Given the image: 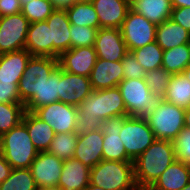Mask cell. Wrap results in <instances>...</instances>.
I'll list each match as a JSON object with an SVG mask.
<instances>
[{"instance_id": "16", "label": "cell", "mask_w": 190, "mask_h": 190, "mask_svg": "<svg viewBox=\"0 0 190 190\" xmlns=\"http://www.w3.org/2000/svg\"><path fill=\"white\" fill-rule=\"evenodd\" d=\"M97 54L94 46L71 48L59 58V67L66 72L90 77L96 63Z\"/></svg>"}, {"instance_id": "11", "label": "cell", "mask_w": 190, "mask_h": 190, "mask_svg": "<svg viewBox=\"0 0 190 190\" xmlns=\"http://www.w3.org/2000/svg\"><path fill=\"white\" fill-rule=\"evenodd\" d=\"M34 113L46 122L55 132H75L78 121V109L76 106L65 104L61 101L53 102L37 108Z\"/></svg>"}, {"instance_id": "15", "label": "cell", "mask_w": 190, "mask_h": 190, "mask_svg": "<svg viewBox=\"0 0 190 190\" xmlns=\"http://www.w3.org/2000/svg\"><path fill=\"white\" fill-rule=\"evenodd\" d=\"M62 167L63 160L47 151H39L29 169L36 186L40 187L58 185Z\"/></svg>"}, {"instance_id": "34", "label": "cell", "mask_w": 190, "mask_h": 190, "mask_svg": "<svg viewBox=\"0 0 190 190\" xmlns=\"http://www.w3.org/2000/svg\"><path fill=\"white\" fill-rule=\"evenodd\" d=\"M20 4L30 23L46 21L55 9L51 0H20Z\"/></svg>"}, {"instance_id": "8", "label": "cell", "mask_w": 190, "mask_h": 190, "mask_svg": "<svg viewBox=\"0 0 190 190\" xmlns=\"http://www.w3.org/2000/svg\"><path fill=\"white\" fill-rule=\"evenodd\" d=\"M120 139L127 156L134 161L156 138L144 117L127 116L123 120Z\"/></svg>"}, {"instance_id": "6", "label": "cell", "mask_w": 190, "mask_h": 190, "mask_svg": "<svg viewBox=\"0 0 190 190\" xmlns=\"http://www.w3.org/2000/svg\"><path fill=\"white\" fill-rule=\"evenodd\" d=\"M58 66V58L47 56L30 57L18 84L19 97L24 106L32 98H40L41 88Z\"/></svg>"}, {"instance_id": "52", "label": "cell", "mask_w": 190, "mask_h": 190, "mask_svg": "<svg viewBox=\"0 0 190 190\" xmlns=\"http://www.w3.org/2000/svg\"><path fill=\"white\" fill-rule=\"evenodd\" d=\"M181 190H190V182L185 187H183Z\"/></svg>"}, {"instance_id": "38", "label": "cell", "mask_w": 190, "mask_h": 190, "mask_svg": "<svg viewBox=\"0 0 190 190\" xmlns=\"http://www.w3.org/2000/svg\"><path fill=\"white\" fill-rule=\"evenodd\" d=\"M96 28L88 26H78L71 24L70 27V40L71 48L94 46L96 34Z\"/></svg>"}, {"instance_id": "31", "label": "cell", "mask_w": 190, "mask_h": 190, "mask_svg": "<svg viewBox=\"0 0 190 190\" xmlns=\"http://www.w3.org/2000/svg\"><path fill=\"white\" fill-rule=\"evenodd\" d=\"M188 44H182L163 53L162 68L168 73L180 74L189 65Z\"/></svg>"}, {"instance_id": "46", "label": "cell", "mask_w": 190, "mask_h": 190, "mask_svg": "<svg viewBox=\"0 0 190 190\" xmlns=\"http://www.w3.org/2000/svg\"><path fill=\"white\" fill-rule=\"evenodd\" d=\"M173 8L190 7V0H172Z\"/></svg>"}, {"instance_id": "44", "label": "cell", "mask_w": 190, "mask_h": 190, "mask_svg": "<svg viewBox=\"0 0 190 190\" xmlns=\"http://www.w3.org/2000/svg\"><path fill=\"white\" fill-rule=\"evenodd\" d=\"M12 170L11 165L5 160L0 152V184L10 175Z\"/></svg>"}, {"instance_id": "3", "label": "cell", "mask_w": 190, "mask_h": 190, "mask_svg": "<svg viewBox=\"0 0 190 190\" xmlns=\"http://www.w3.org/2000/svg\"><path fill=\"white\" fill-rule=\"evenodd\" d=\"M90 184L105 190H139L133 161H100L90 169Z\"/></svg>"}, {"instance_id": "7", "label": "cell", "mask_w": 190, "mask_h": 190, "mask_svg": "<svg viewBox=\"0 0 190 190\" xmlns=\"http://www.w3.org/2000/svg\"><path fill=\"white\" fill-rule=\"evenodd\" d=\"M117 87L125 103L126 116L144 117L155 108L158 98L151 92L144 78L124 79Z\"/></svg>"}, {"instance_id": "49", "label": "cell", "mask_w": 190, "mask_h": 190, "mask_svg": "<svg viewBox=\"0 0 190 190\" xmlns=\"http://www.w3.org/2000/svg\"><path fill=\"white\" fill-rule=\"evenodd\" d=\"M83 190H105V189L89 183Z\"/></svg>"}, {"instance_id": "32", "label": "cell", "mask_w": 190, "mask_h": 190, "mask_svg": "<svg viewBox=\"0 0 190 190\" xmlns=\"http://www.w3.org/2000/svg\"><path fill=\"white\" fill-rule=\"evenodd\" d=\"M146 72L160 68L163 61L164 50L156 41L144 47L130 51Z\"/></svg>"}, {"instance_id": "45", "label": "cell", "mask_w": 190, "mask_h": 190, "mask_svg": "<svg viewBox=\"0 0 190 190\" xmlns=\"http://www.w3.org/2000/svg\"><path fill=\"white\" fill-rule=\"evenodd\" d=\"M55 8L65 9L70 5V0H51Z\"/></svg>"}, {"instance_id": "17", "label": "cell", "mask_w": 190, "mask_h": 190, "mask_svg": "<svg viewBox=\"0 0 190 190\" xmlns=\"http://www.w3.org/2000/svg\"><path fill=\"white\" fill-rule=\"evenodd\" d=\"M46 21L51 34V57L59 58L63 52L71 49V23L66 10L60 8H55Z\"/></svg>"}, {"instance_id": "35", "label": "cell", "mask_w": 190, "mask_h": 190, "mask_svg": "<svg viewBox=\"0 0 190 190\" xmlns=\"http://www.w3.org/2000/svg\"><path fill=\"white\" fill-rule=\"evenodd\" d=\"M37 186L29 168L12 169L0 184V190H36Z\"/></svg>"}, {"instance_id": "2", "label": "cell", "mask_w": 190, "mask_h": 190, "mask_svg": "<svg viewBox=\"0 0 190 190\" xmlns=\"http://www.w3.org/2000/svg\"><path fill=\"white\" fill-rule=\"evenodd\" d=\"M175 161L173 141L155 139L134 162V179L139 190H147Z\"/></svg>"}, {"instance_id": "30", "label": "cell", "mask_w": 190, "mask_h": 190, "mask_svg": "<svg viewBox=\"0 0 190 190\" xmlns=\"http://www.w3.org/2000/svg\"><path fill=\"white\" fill-rule=\"evenodd\" d=\"M69 22L73 25L99 29V19L91 2L74 3L65 8Z\"/></svg>"}, {"instance_id": "37", "label": "cell", "mask_w": 190, "mask_h": 190, "mask_svg": "<svg viewBox=\"0 0 190 190\" xmlns=\"http://www.w3.org/2000/svg\"><path fill=\"white\" fill-rule=\"evenodd\" d=\"M171 77L172 74L160 67L146 72L144 75V81L156 98L163 99Z\"/></svg>"}, {"instance_id": "41", "label": "cell", "mask_w": 190, "mask_h": 190, "mask_svg": "<svg viewBox=\"0 0 190 190\" xmlns=\"http://www.w3.org/2000/svg\"><path fill=\"white\" fill-rule=\"evenodd\" d=\"M1 103L22 104L19 97L18 84L0 82V104Z\"/></svg>"}, {"instance_id": "33", "label": "cell", "mask_w": 190, "mask_h": 190, "mask_svg": "<svg viewBox=\"0 0 190 190\" xmlns=\"http://www.w3.org/2000/svg\"><path fill=\"white\" fill-rule=\"evenodd\" d=\"M77 141L78 135L75 132L57 133L50 143L47 152L54 154L61 160H68L74 157Z\"/></svg>"}, {"instance_id": "19", "label": "cell", "mask_w": 190, "mask_h": 190, "mask_svg": "<svg viewBox=\"0 0 190 190\" xmlns=\"http://www.w3.org/2000/svg\"><path fill=\"white\" fill-rule=\"evenodd\" d=\"M89 78L93 90L117 87L124 80L122 62L97 58Z\"/></svg>"}, {"instance_id": "21", "label": "cell", "mask_w": 190, "mask_h": 190, "mask_svg": "<svg viewBox=\"0 0 190 190\" xmlns=\"http://www.w3.org/2000/svg\"><path fill=\"white\" fill-rule=\"evenodd\" d=\"M31 56L26 49L0 54V82L19 84Z\"/></svg>"}, {"instance_id": "47", "label": "cell", "mask_w": 190, "mask_h": 190, "mask_svg": "<svg viewBox=\"0 0 190 190\" xmlns=\"http://www.w3.org/2000/svg\"><path fill=\"white\" fill-rule=\"evenodd\" d=\"M185 127L190 129V107L185 109Z\"/></svg>"}, {"instance_id": "40", "label": "cell", "mask_w": 190, "mask_h": 190, "mask_svg": "<svg viewBox=\"0 0 190 190\" xmlns=\"http://www.w3.org/2000/svg\"><path fill=\"white\" fill-rule=\"evenodd\" d=\"M123 78L124 79H139L144 78L145 69L139 64L134 55L128 52L122 59Z\"/></svg>"}, {"instance_id": "14", "label": "cell", "mask_w": 190, "mask_h": 190, "mask_svg": "<svg viewBox=\"0 0 190 190\" xmlns=\"http://www.w3.org/2000/svg\"><path fill=\"white\" fill-rule=\"evenodd\" d=\"M94 49L97 58L110 62L122 61L128 53L120 29L99 28L97 30Z\"/></svg>"}, {"instance_id": "12", "label": "cell", "mask_w": 190, "mask_h": 190, "mask_svg": "<svg viewBox=\"0 0 190 190\" xmlns=\"http://www.w3.org/2000/svg\"><path fill=\"white\" fill-rule=\"evenodd\" d=\"M126 117L113 116L103 121L100 130L103 134V160L132 161L127 156L123 142L120 139L121 127Z\"/></svg>"}, {"instance_id": "23", "label": "cell", "mask_w": 190, "mask_h": 190, "mask_svg": "<svg viewBox=\"0 0 190 190\" xmlns=\"http://www.w3.org/2000/svg\"><path fill=\"white\" fill-rule=\"evenodd\" d=\"M190 182V167L174 161L147 190H181Z\"/></svg>"}, {"instance_id": "22", "label": "cell", "mask_w": 190, "mask_h": 190, "mask_svg": "<svg viewBox=\"0 0 190 190\" xmlns=\"http://www.w3.org/2000/svg\"><path fill=\"white\" fill-rule=\"evenodd\" d=\"M90 169L74 157L63 160L58 185L63 190H83L90 183Z\"/></svg>"}, {"instance_id": "50", "label": "cell", "mask_w": 190, "mask_h": 190, "mask_svg": "<svg viewBox=\"0 0 190 190\" xmlns=\"http://www.w3.org/2000/svg\"><path fill=\"white\" fill-rule=\"evenodd\" d=\"M182 74L190 81V65L183 70Z\"/></svg>"}, {"instance_id": "24", "label": "cell", "mask_w": 190, "mask_h": 190, "mask_svg": "<svg viewBox=\"0 0 190 190\" xmlns=\"http://www.w3.org/2000/svg\"><path fill=\"white\" fill-rule=\"evenodd\" d=\"M25 49L32 56L51 57V34L47 21L30 23Z\"/></svg>"}, {"instance_id": "53", "label": "cell", "mask_w": 190, "mask_h": 190, "mask_svg": "<svg viewBox=\"0 0 190 190\" xmlns=\"http://www.w3.org/2000/svg\"><path fill=\"white\" fill-rule=\"evenodd\" d=\"M188 47H189V55H190V41L188 42ZM189 65H190V56H189Z\"/></svg>"}, {"instance_id": "39", "label": "cell", "mask_w": 190, "mask_h": 190, "mask_svg": "<svg viewBox=\"0 0 190 190\" xmlns=\"http://www.w3.org/2000/svg\"><path fill=\"white\" fill-rule=\"evenodd\" d=\"M175 160L190 167V129L184 127L173 140Z\"/></svg>"}, {"instance_id": "9", "label": "cell", "mask_w": 190, "mask_h": 190, "mask_svg": "<svg viewBox=\"0 0 190 190\" xmlns=\"http://www.w3.org/2000/svg\"><path fill=\"white\" fill-rule=\"evenodd\" d=\"M157 25L131 9L120 28L128 52L155 41Z\"/></svg>"}, {"instance_id": "36", "label": "cell", "mask_w": 190, "mask_h": 190, "mask_svg": "<svg viewBox=\"0 0 190 190\" xmlns=\"http://www.w3.org/2000/svg\"><path fill=\"white\" fill-rule=\"evenodd\" d=\"M25 111L23 104H0V137L22 122Z\"/></svg>"}, {"instance_id": "51", "label": "cell", "mask_w": 190, "mask_h": 190, "mask_svg": "<svg viewBox=\"0 0 190 190\" xmlns=\"http://www.w3.org/2000/svg\"><path fill=\"white\" fill-rule=\"evenodd\" d=\"M92 0H70V5L74 3H81V2H91Z\"/></svg>"}, {"instance_id": "26", "label": "cell", "mask_w": 190, "mask_h": 190, "mask_svg": "<svg viewBox=\"0 0 190 190\" xmlns=\"http://www.w3.org/2000/svg\"><path fill=\"white\" fill-rule=\"evenodd\" d=\"M22 122L28 130L34 147L38 151H47L54 139V130L32 111H25Z\"/></svg>"}, {"instance_id": "1", "label": "cell", "mask_w": 190, "mask_h": 190, "mask_svg": "<svg viewBox=\"0 0 190 190\" xmlns=\"http://www.w3.org/2000/svg\"><path fill=\"white\" fill-rule=\"evenodd\" d=\"M77 109L75 133L78 136L93 130L100 131L103 121L109 117L126 116L125 103L118 87L93 90Z\"/></svg>"}, {"instance_id": "48", "label": "cell", "mask_w": 190, "mask_h": 190, "mask_svg": "<svg viewBox=\"0 0 190 190\" xmlns=\"http://www.w3.org/2000/svg\"><path fill=\"white\" fill-rule=\"evenodd\" d=\"M36 190H63L59 185L55 186H40Z\"/></svg>"}, {"instance_id": "42", "label": "cell", "mask_w": 190, "mask_h": 190, "mask_svg": "<svg viewBox=\"0 0 190 190\" xmlns=\"http://www.w3.org/2000/svg\"><path fill=\"white\" fill-rule=\"evenodd\" d=\"M170 19L190 32V7L173 8Z\"/></svg>"}, {"instance_id": "20", "label": "cell", "mask_w": 190, "mask_h": 190, "mask_svg": "<svg viewBox=\"0 0 190 190\" xmlns=\"http://www.w3.org/2000/svg\"><path fill=\"white\" fill-rule=\"evenodd\" d=\"M103 134L101 131H91L85 135H79L74 158L84 165L93 168L103 160Z\"/></svg>"}, {"instance_id": "28", "label": "cell", "mask_w": 190, "mask_h": 190, "mask_svg": "<svg viewBox=\"0 0 190 190\" xmlns=\"http://www.w3.org/2000/svg\"><path fill=\"white\" fill-rule=\"evenodd\" d=\"M165 102L182 107H190V81L182 74H174L163 97Z\"/></svg>"}, {"instance_id": "10", "label": "cell", "mask_w": 190, "mask_h": 190, "mask_svg": "<svg viewBox=\"0 0 190 190\" xmlns=\"http://www.w3.org/2000/svg\"><path fill=\"white\" fill-rule=\"evenodd\" d=\"M29 25L22 13L0 17V54L25 49Z\"/></svg>"}, {"instance_id": "25", "label": "cell", "mask_w": 190, "mask_h": 190, "mask_svg": "<svg viewBox=\"0 0 190 190\" xmlns=\"http://www.w3.org/2000/svg\"><path fill=\"white\" fill-rule=\"evenodd\" d=\"M130 9L159 25L170 19L173 5L172 0H132Z\"/></svg>"}, {"instance_id": "29", "label": "cell", "mask_w": 190, "mask_h": 190, "mask_svg": "<svg viewBox=\"0 0 190 190\" xmlns=\"http://www.w3.org/2000/svg\"><path fill=\"white\" fill-rule=\"evenodd\" d=\"M60 67L49 76L40 91V98H32L26 105V111L34 112L37 108L59 101Z\"/></svg>"}, {"instance_id": "13", "label": "cell", "mask_w": 190, "mask_h": 190, "mask_svg": "<svg viewBox=\"0 0 190 190\" xmlns=\"http://www.w3.org/2000/svg\"><path fill=\"white\" fill-rule=\"evenodd\" d=\"M92 92L89 77L60 68L59 101L78 107Z\"/></svg>"}, {"instance_id": "5", "label": "cell", "mask_w": 190, "mask_h": 190, "mask_svg": "<svg viewBox=\"0 0 190 190\" xmlns=\"http://www.w3.org/2000/svg\"><path fill=\"white\" fill-rule=\"evenodd\" d=\"M156 139L173 141L185 127V109L158 99L155 108L144 116Z\"/></svg>"}, {"instance_id": "43", "label": "cell", "mask_w": 190, "mask_h": 190, "mask_svg": "<svg viewBox=\"0 0 190 190\" xmlns=\"http://www.w3.org/2000/svg\"><path fill=\"white\" fill-rule=\"evenodd\" d=\"M20 0H0V17L21 13Z\"/></svg>"}, {"instance_id": "27", "label": "cell", "mask_w": 190, "mask_h": 190, "mask_svg": "<svg viewBox=\"0 0 190 190\" xmlns=\"http://www.w3.org/2000/svg\"><path fill=\"white\" fill-rule=\"evenodd\" d=\"M155 41L165 51L190 41V32L171 19L157 25Z\"/></svg>"}, {"instance_id": "4", "label": "cell", "mask_w": 190, "mask_h": 190, "mask_svg": "<svg viewBox=\"0 0 190 190\" xmlns=\"http://www.w3.org/2000/svg\"><path fill=\"white\" fill-rule=\"evenodd\" d=\"M0 152L12 169L29 168L38 150L34 147L23 122L0 137Z\"/></svg>"}, {"instance_id": "18", "label": "cell", "mask_w": 190, "mask_h": 190, "mask_svg": "<svg viewBox=\"0 0 190 190\" xmlns=\"http://www.w3.org/2000/svg\"><path fill=\"white\" fill-rule=\"evenodd\" d=\"M98 15L100 28L120 29L128 11L130 3L126 0H92Z\"/></svg>"}]
</instances>
